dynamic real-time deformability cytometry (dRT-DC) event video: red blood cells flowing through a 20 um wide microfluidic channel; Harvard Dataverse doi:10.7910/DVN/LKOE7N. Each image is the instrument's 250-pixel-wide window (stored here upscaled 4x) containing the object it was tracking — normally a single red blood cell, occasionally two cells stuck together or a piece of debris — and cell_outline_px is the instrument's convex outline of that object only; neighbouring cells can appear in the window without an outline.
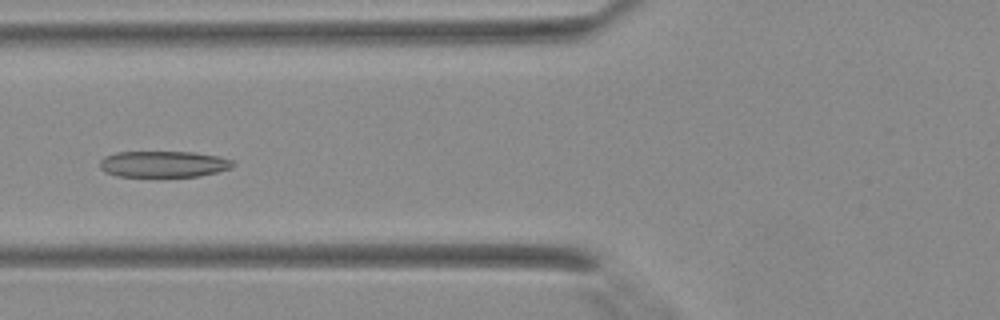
{"species": "Egyptian fruit bat (a non-hibernating species)", "species_latin": "Rousettus aegyptiacus", "temperature_condition": "warm", "stored_images_in_passage": 29, "camera_frame_rate_fps": 3000, "um_per_image_px": 0.085, "animal": {"sex": "female"}, "frame": {"image": 1, "passage_image": 4, "time_ms": 1.0, "image_size_px": [1000, 320], "cell_outline_px": [[236, 164], [232, 168], [200, 176], [116, 176], [104, 172], [100, 168], [100, 160], [104, 156], [116, 152], [192, 152], [220, 156], [232, 160]], "centroid_in_image_um": [13.9, 13.94], "position_along_channel_um": 111.9, "area_um2": 20.46}}
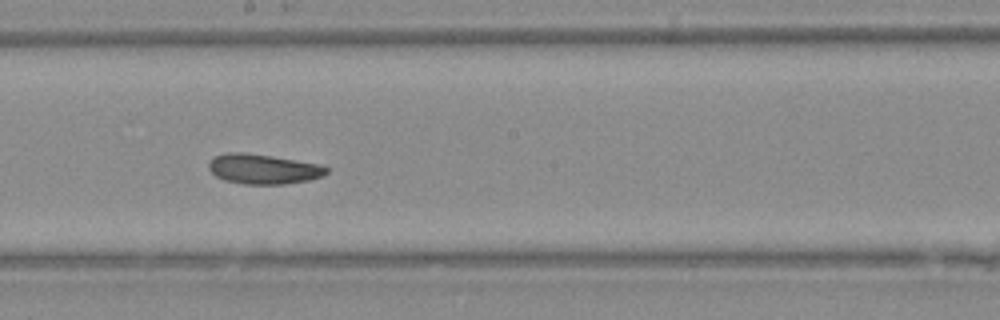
{"frame": {"image": 2, "passage_image": 11, "time_ms": 3.333, "image_size_px": [1000, 320], "cell_outline_px": [[328, 172], [320, 176], [308, 180], [284, 184], [244, 184], [224, 180], [216, 176], [208, 168], [208, 164], [216, 156], [228, 152], [244, 152], [272, 156], [320, 164], [328, 168]], "centroid_in_image_um": [22.37, 14.36], "position_along_channel_um": 225.8, "area_um2": 20.35}}
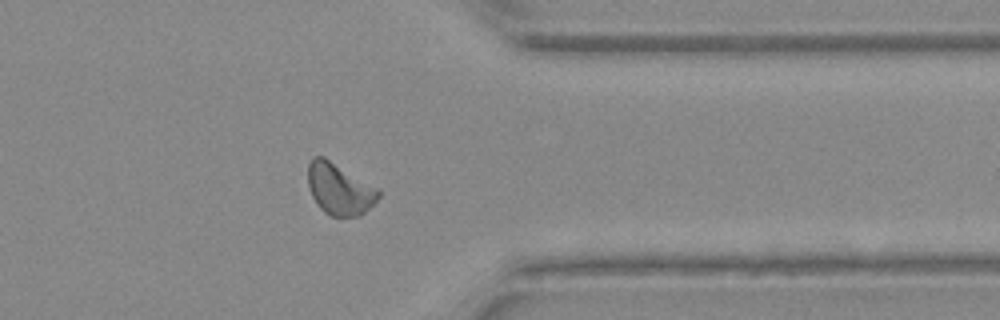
{"frame": {"image": 3, "passage_image": 21, "time_ms": 6.667, "image_size_px": [1000, 320], "cell_outline_px": [[380, 196], [360, 216], [332, 216], [324, 212], [316, 204], [308, 188], [308, 164], [312, 156], [324, 156], [380, 192]], "centroid_in_image_um": [28.77, 16.07], "position_along_channel_um": 382.6, "area_um2": 20.63}}